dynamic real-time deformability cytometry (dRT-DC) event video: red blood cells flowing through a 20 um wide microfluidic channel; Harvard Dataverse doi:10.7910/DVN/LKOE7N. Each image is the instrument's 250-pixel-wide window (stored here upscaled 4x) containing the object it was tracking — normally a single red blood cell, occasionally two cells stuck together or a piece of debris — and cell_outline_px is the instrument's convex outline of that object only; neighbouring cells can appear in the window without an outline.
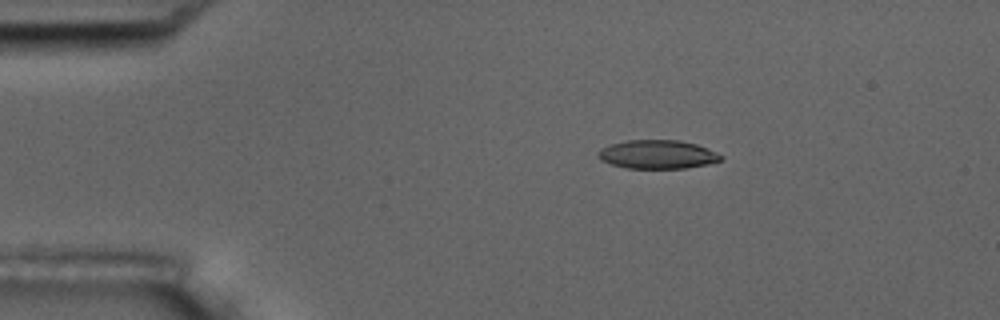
{"species": "common noctule bat (a hibernating species)", "species_latin": "Nyctalus noctula", "temperature_condition": "room temperature", "stored_images_in_passage": 15, "camera_frame_rate_fps": 3000, "um_per_image_px": 0.085, "animal": {"sex": "male", "body_mass_g": 17.5, "forearm_length_mm": 52.3}, "frame": {"image": 1, "passage_image": 3, "time_ms": 2.333, "image_size_px": [1000, 320], "cell_outline_px": [[724, 156], [720, 160], [708, 164], [684, 168], [628, 168], [612, 164], [600, 160], [596, 156], [596, 152], [600, 148], [608, 144], [628, 140], [680, 140], [696, 144], [708, 148]], "centroid_in_image_um": [55.85, 13.11], "position_along_channel_um": 29.2, "area_um2": 20.63}}
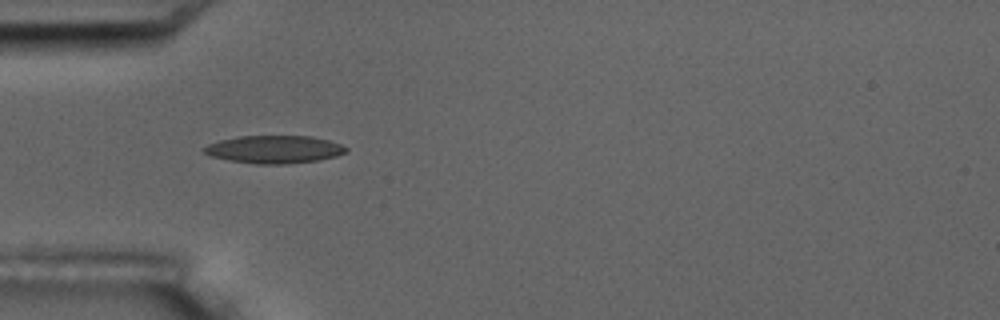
{"frame": {"image": 2, "passage_image": 5, "time_ms": 4.667, "image_size_px": [1000, 320], "cell_outline_px": [[348, 152], [336, 156], [316, 160], [288, 164], [256, 164], [228, 160], [212, 156], [204, 152], [200, 148], [208, 144], [220, 140], [236, 136], [312, 136], [328, 140], [340, 144], [348, 148]], "centroid_in_image_um": [23.3, 12.69], "position_along_channel_um": 61.7, "area_um2": 23.06}}
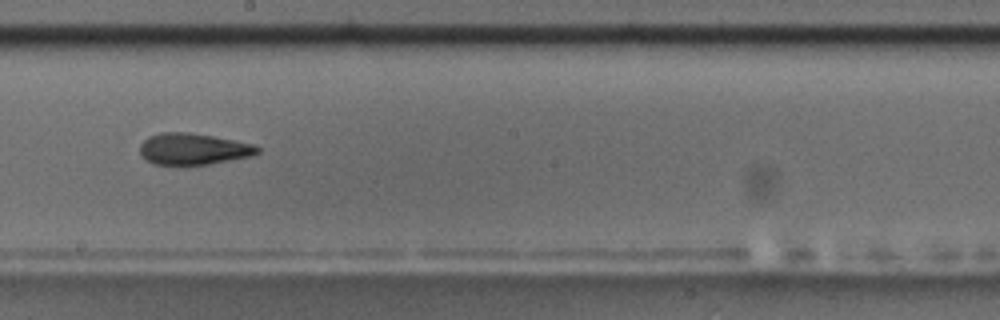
{"frame": {"image": 3, "passage_image": 9, "time_ms": 9.333, "image_size_px": [1000, 320], "cell_outline_px": [[260, 152], [252, 156], [208, 164], [184, 168], [176, 168], [152, 164], [144, 160], [140, 156], [140, 144], [148, 136], [160, 132], [188, 132], [212, 136], [252, 144], [260, 148]], "centroid_in_image_um": [16.33, 12.72], "position_along_channel_um": 231.9, "area_um2": 22.43}, "authors_computed_cell_mechanics": {"area_um2": 21.3282, "velocity_mm_per_s": 3.6873, "shape_relaxation_time_tau1_ms": 4.5276, "shape_relaxation_time_tau2_ms": 2.6432, "deformation_change_tau1": 0.1251, "deformation_change_tau2": 0.1}}